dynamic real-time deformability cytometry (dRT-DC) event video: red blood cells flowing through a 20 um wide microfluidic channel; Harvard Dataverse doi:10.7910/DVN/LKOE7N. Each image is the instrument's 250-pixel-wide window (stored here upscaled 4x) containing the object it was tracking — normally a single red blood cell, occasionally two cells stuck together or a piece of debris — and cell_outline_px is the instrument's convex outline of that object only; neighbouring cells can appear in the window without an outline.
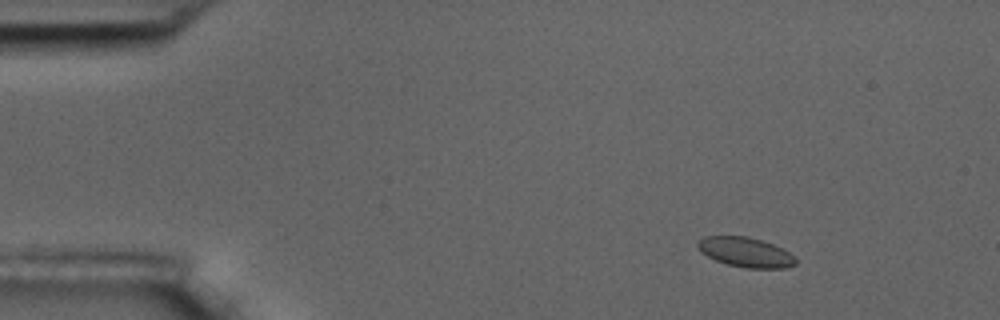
{"species": "common noctule bat (a hibernating species)", "species_latin": "Nyctalus noctula", "temperature_condition": "room temperature", "stored_images_in_passage": 7, "camera_frame_rate_fps": 3000, "um_per_image_px": 0.085, "animal": {"sex": "male", "body_mass_g": 17.5, "forearm_length_mm": 52.3}, "frame": {"image": 1, "passage_image": 2, "time_ms": 1.0, "image_size_px": [1000, 320], "cell_outline_px": [[796, 264], [784, 268], [744, 268], [728, 264], [716, 260], [700, 252], [696, 244], [704, 236], [748, 236], [772, 244], [788, 252], [796, 260]], "centroid_in_image_um": [63.34, 21.44], "position_along_channel_um": 21.7, "area_um2": 16.76}}